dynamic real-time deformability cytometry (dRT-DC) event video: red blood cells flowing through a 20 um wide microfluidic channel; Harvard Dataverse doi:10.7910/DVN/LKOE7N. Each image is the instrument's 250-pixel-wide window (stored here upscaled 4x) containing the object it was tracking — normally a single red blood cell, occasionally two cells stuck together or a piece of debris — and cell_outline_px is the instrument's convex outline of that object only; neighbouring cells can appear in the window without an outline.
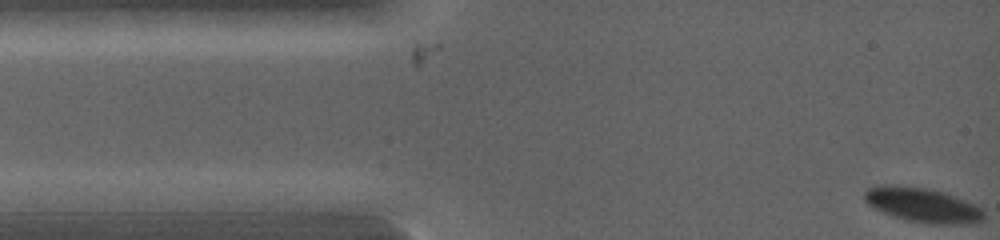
{"species": "common noctule bat (a hibernating species)", "species_latin": "Nyctalus noctula", "temperature_condition": "warm", "stored_images_in_passage": 25, "camera_frame_rate_fps": 5000, "um_per_image_px": 0.085, "animal": {"sex": "female", "body_mass_g": 19.0, "forearm_length_mm": 53.3}, "frame": {"image": 1, "passage_image": 1, "time_ms": 0.0, "image_size_px": [1000, 240], "cell_outline_px": [[984, 220], [972, 224], [932, 224], [908, 220], [884, 212], [868, 204], [864, 200], [864, 192], [868, 188], [876, 184], [892, 184], [928, 188], [944, 192], [976, 204], [984, 212]], "centroid_in_image_um": [78.44, 17.41], "position_along_channel_um": 6.6, "area_um2": 24.16}}
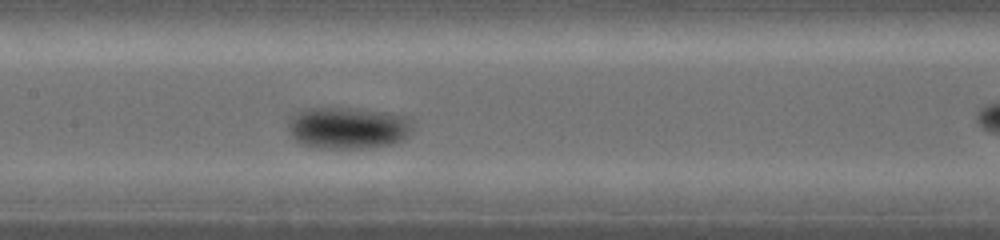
{"frame": {"image": 2, "passage_image": 14, "time_ms": 4.2, "image_size_px": [1000, 240], "cell_outline_px": [[412, 120], [408, 132], [404, 140], [388, 144], [360, 148], [324, 148], [300, 144], [292, 136], [288, 128], [288, 120], [300, 108], [360, 108], [384, 112], [404, 116]], "centroid_in_image_um": [29.51, 10.85], "position_along_channel_um": 177.9, "area_um2": 30.17}}
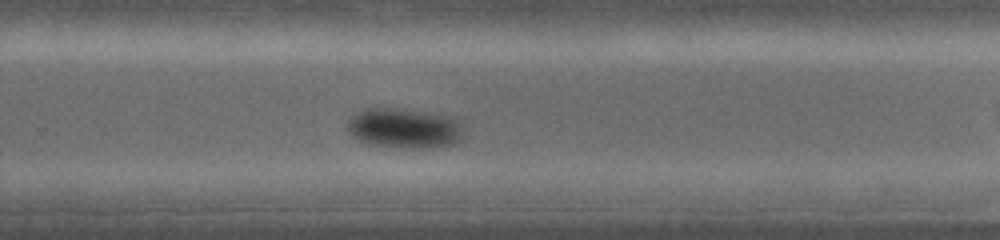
{"frame": {"image": 3, "passage_image": 21, "time_ms": 6.2, "image_size_px": [1000, 240], "cell_outline_px": [[460, 136], [452, 144], [416, 148], [404, 148], [368, 144], [360, 140], [348, 132], [348, 116], [352, 112], [368, 108], [396, 108], [428, 112], [452, 116], [456, 120], [460, 128]], "centroid_in_image_um": [34.25, 10.87], "position_along_channel_um": 295.5, "area_um2": 26.82}}